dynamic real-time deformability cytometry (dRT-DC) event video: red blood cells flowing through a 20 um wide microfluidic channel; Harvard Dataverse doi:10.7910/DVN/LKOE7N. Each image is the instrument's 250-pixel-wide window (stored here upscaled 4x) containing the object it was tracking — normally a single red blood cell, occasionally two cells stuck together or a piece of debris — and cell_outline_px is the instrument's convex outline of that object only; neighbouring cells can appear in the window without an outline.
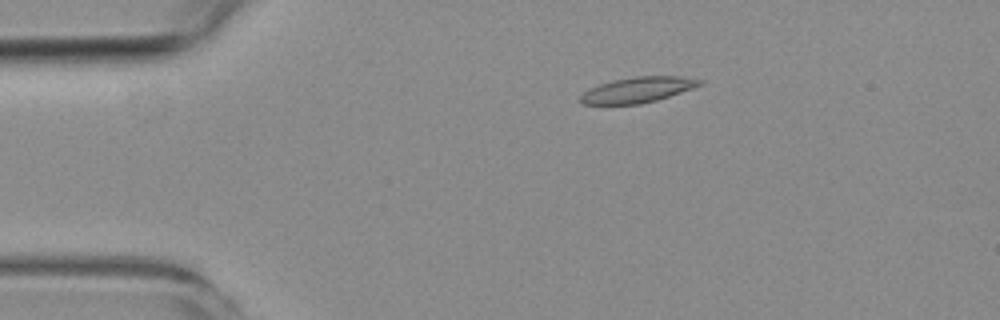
{"species": "common noctule bat (a hibernating species)", "species_latin": "Nyctalus noctula", "temperature_condition": "room temperature", "stored_images_in_passage": 7, "camera_frame_rate_fps": 3000, "um_per_image_px": 0.085, "animal": {"sex": "female", "body_mass_g": 19.3, "forearm_length_mm": 54.1}, "frame": {"image": 1, "passage_image": 2, "time_ms": 1.333, "image_size_px": [1000, 320], "cell_outline_px": [[704, 84], [656, 100], [640, 104], [580, 104], [580, 96], [588, 88], [612, 80], [636, 76], [680, 76], [704, 80]], "centroid_in_image_um": [54.19, 7.63], "position_along_channel_um": 30.8, "area_um2": 17.69}}
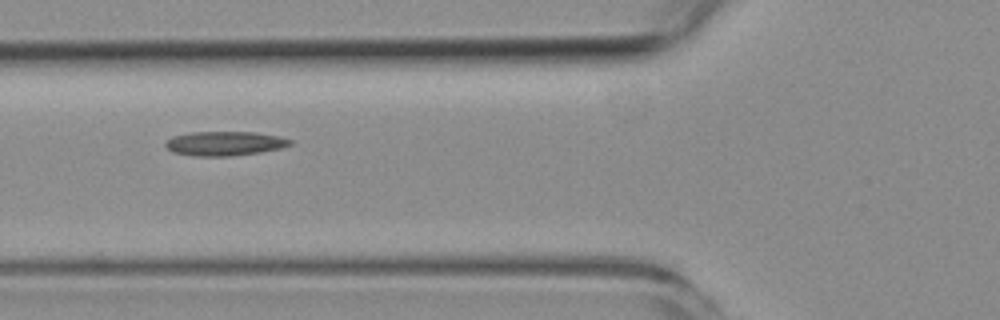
{"frame": {"image": 2, "passage_image": 5, "time_ms": 4.667, "image_size_px": [1000, 320], "cell_outline_px": [[292, 144], [280, 148], [260, 152], [232, 156], [192, 156], [176, 152], [168, 148], [164, 144], [172, 136], [192, 132], [256, 132], [280, 136], [292, 140]], "centroid_in_image_um": [19.13, 12.19], "position_along_channel_um": 106.7, "area_um2": 17.57}}
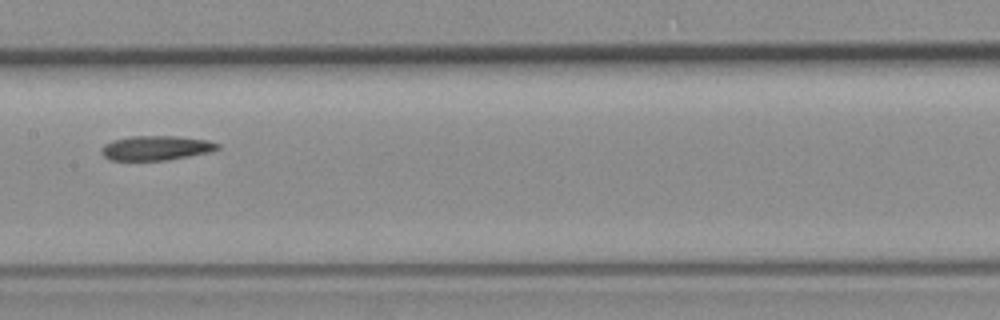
{"frame": {"image": 3, "passage_image": 7, "time_ms": 7.0, "image_size_px": [1000, 320], "cell_outline_px": [[220, 148], [212, 152], [168, 160], [108, 160], [100, 152], [104, 144], [112, 140], [132, 136], [176, 136], [208, 140], [220, 144]], "centroid_in_image_um": [13.29, 12.58], "position_along_channel_um": 194.1, "area_um2": 16.76}}